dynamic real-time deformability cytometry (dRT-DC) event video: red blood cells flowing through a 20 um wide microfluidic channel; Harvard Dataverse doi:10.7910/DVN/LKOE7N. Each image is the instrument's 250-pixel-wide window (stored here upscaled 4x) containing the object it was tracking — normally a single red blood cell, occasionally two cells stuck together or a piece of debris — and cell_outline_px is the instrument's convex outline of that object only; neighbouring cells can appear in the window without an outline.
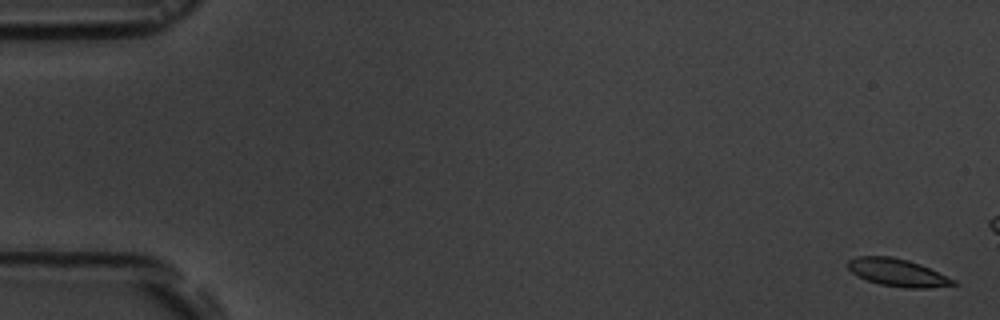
{"species": "common noctule bat (a hibernating species)", "species_latin": "Nyctalus noctula", "temperature_condition": "room temperature", "stored_images_in_passage": 6, "camera_frame_rate_fps": 3000, "um_per_image_px": 0.085, "animal": {"sex": "male", "body_mass_g": 19.5, "forearm_length_mm": 54.6}, "frame": {"image": 1, "passage_image": 1, "time_ms": 0.0, "image_size_px": [1000, 320], "cell_outline_px": [[960, 284], [928, 288], [904, 288], [880, 284], [868, 280], [852, 272], [848, 268], [848, 260], [856, 256], [892, 256], [908, 260], [920, 264], [956, 280]], "centroid_in_image_um": [76.32, 23.16], "position_along_channel_um": 8.7, "area_um2": 16.88}}